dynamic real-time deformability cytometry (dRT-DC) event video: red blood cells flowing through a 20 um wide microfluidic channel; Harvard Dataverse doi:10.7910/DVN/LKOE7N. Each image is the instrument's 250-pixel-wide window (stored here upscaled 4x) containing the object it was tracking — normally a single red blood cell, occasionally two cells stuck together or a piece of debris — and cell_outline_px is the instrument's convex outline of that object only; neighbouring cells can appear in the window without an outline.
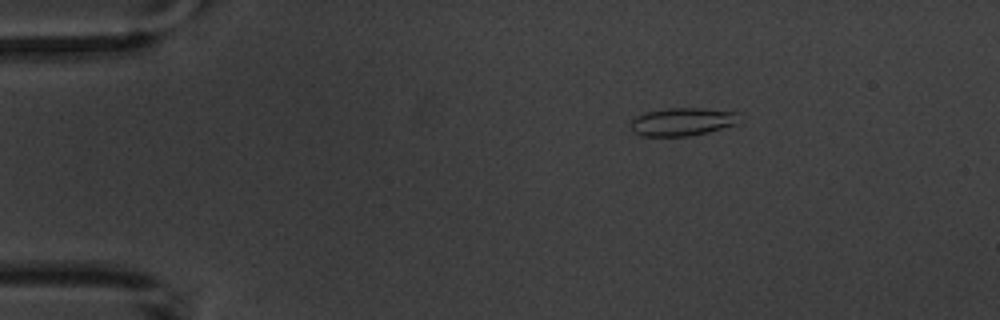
{"species": "common noctule bat (a hibernating species)", "species_latin": "Nyctalus noctula", "temperature_condition": "warm", "stored_images_in_passage": 5, "camera_frame_rate_fps": 3000, "um_per_image_px": 0.085, "animal": {"sex": "male", "body_mass_g": 20.1, "forearm_length_mm": 53.5}, "frame": {"image": 1, "passage_image": 3, "time_ms": 2.333, "image_size_px": [1000, 320], "cell_outline_px": [[740, 112], [736, 124], [708, 132], [688, 136], [640, 136], [632, 132], [632, 120], [636, 116], [648, 112], [668, 108], [704, 108]], "centroid_in_image_um": [58.01, 10.35], "position_along_channel_um": 27.0, "area_um2": 17.69}}